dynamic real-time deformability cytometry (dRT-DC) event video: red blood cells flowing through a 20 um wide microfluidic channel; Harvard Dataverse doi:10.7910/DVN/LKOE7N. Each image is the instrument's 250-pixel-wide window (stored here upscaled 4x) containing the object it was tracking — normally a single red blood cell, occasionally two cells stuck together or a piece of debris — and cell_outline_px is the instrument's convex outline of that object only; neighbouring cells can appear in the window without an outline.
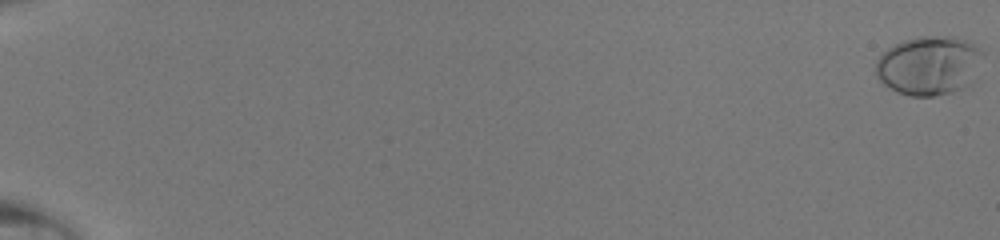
{"species": "human", "species_latin": "Homo sapiens", "temperature_condition": "room temperature", "stored_images_in_passage": 50, "camera_frame_rate_fps": 3000, "um_per_image_px": 0.085, "donor": {"sex": "male"}, "frame": {"image": 1, "passage_image": 1, "time_ms": 0.0, "image_size_px": [1000, 240], "cell_outline_px": [[984, 56], [972, 84], [964, 88], [952, 92], [936, 96], [908, 96], [896, 92], [888, 88], [876, 76], [876, 60], [888, 48], [904, 40], [920, 36], [956, 36], [972, 40], [984, 52]], "centroid_in_image_um": [79.02, 5.56], "position_along_channel_um": 6.0, "area_um2": 37.69}}
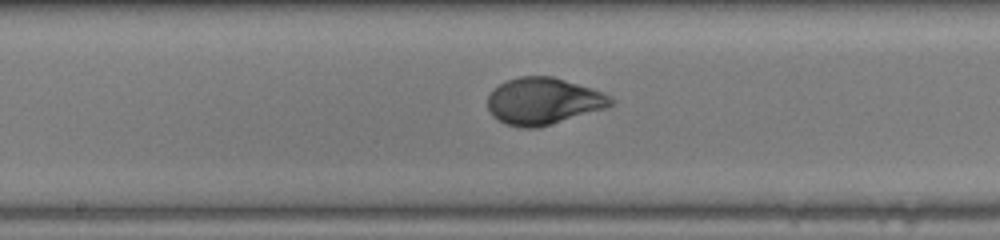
{"frame": {"image": 2, "passage_image": 30, "time_ms": 9.667, "image_size_px": [1000, 240], "cell_outline_px": [[616, 104], [608, 108], [536, 128], [520, 128], [504, 124], [496, 120], [492, 116], [488, 108], [488, 96], [492, 88], [508, 80], [520, 76], [552, 76], [592, 88], [604, 92], [616, 100]], "centroid_in_image_um": [46.2, 8.6], "position_along_channel_um": 202.0, "area_um2": 34.04}}
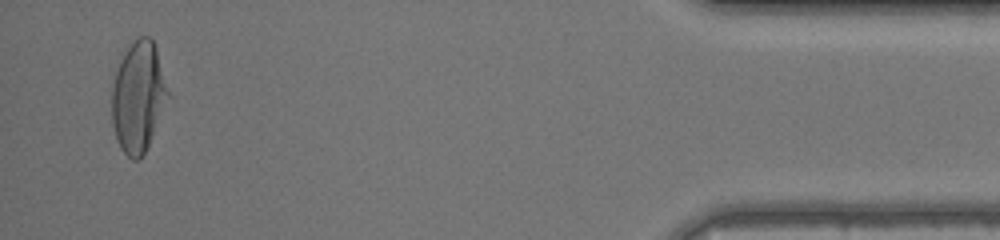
{"frame": {"image": 3, "passage_image": 49, "time_ms": 16.0, "image_size_px": [1000, 240], "cell_outline_px": [[172, 96], [144, 152], [136, 160], [132, 160], [120, 148], [116, 140], [112, 124], [112, 72], [124, 52], [140, 36], [148, 36], [152, 40], [156, 48]], "centroid_in_image_um": [11.76, 8.21], "position_along_channel_um": 423.4, "area_um2": 36.82}}